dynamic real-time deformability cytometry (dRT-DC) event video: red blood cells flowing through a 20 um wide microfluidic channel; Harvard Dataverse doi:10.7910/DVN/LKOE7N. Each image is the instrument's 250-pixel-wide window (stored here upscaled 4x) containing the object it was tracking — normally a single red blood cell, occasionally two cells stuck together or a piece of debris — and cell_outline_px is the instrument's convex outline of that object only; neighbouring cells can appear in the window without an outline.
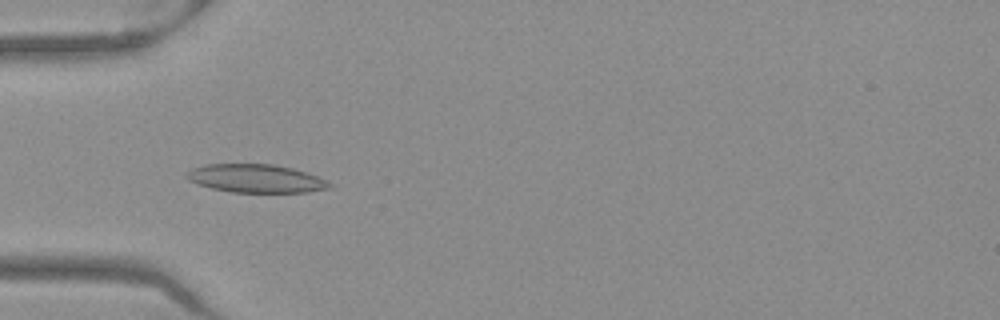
{"species": "Egyptian fruit bat (a non-hibernating species)", "species_latin": "Rousettus aegyptiacus", "temperature_condition": "warm", "stored_images_in_passage": 51, "camera_frame_rate_fps": 3000, "um_per_image_px": 0.085, "frame": {"image": 1, "passage_image": 16, "time_ms": 5.0, "image_size_px": [1000, 320], "cell_outline_px": [[332, 188], [308, 192], [232, 192], [212, 188], [196, 184], [188, 180], [184, 176], [192, 168], [204, 164], [272, 164], [292, 168], [328, 180], [332, 184]], "centroid_in_image_um": [21.74, 15.17], "position_along_channel_um": 63.3, "area_um2": 23.58}}
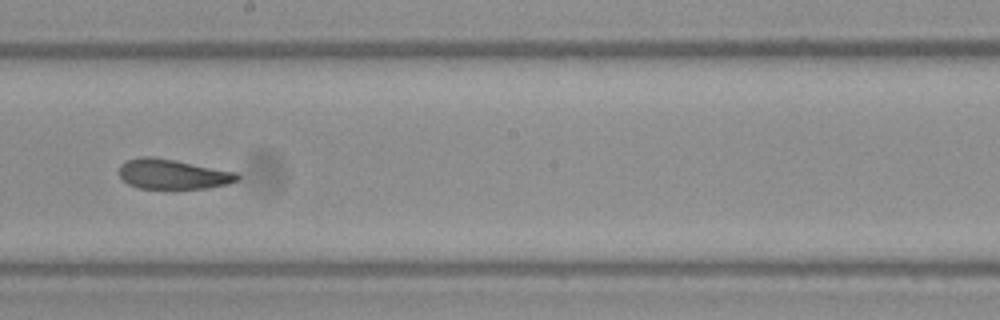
{"frame": {"image": 2, "passage_image": 29, "time_ms": 9.333, "image_size_px": [1000, 320], "cell_outline_px": [[240, 180], [228, 184], [208, 188], [140, 188], [128, 184], [120, 176], [120, 164], [124, 160], [140, 156], [152, 156], [176, 160], [236, 172], [240, 176]], "centroid_in_image_um": [14.69, 14.79], "position_along_channel_um": 233.5, "area_um2": 20.69}}
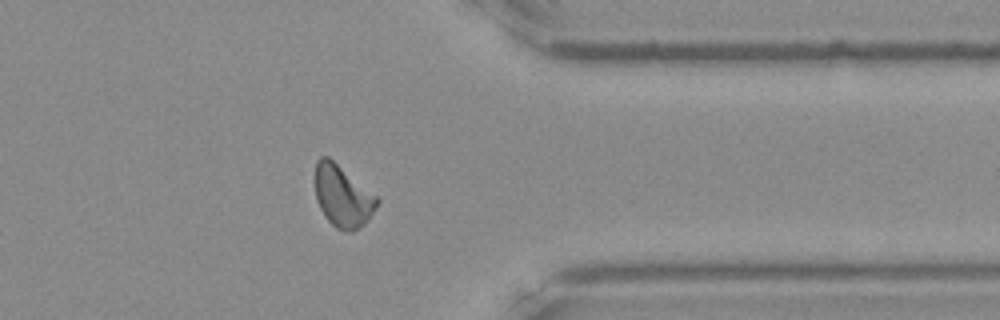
{"frame": {"image": 3, "passage_image": 41, "time_ms": 13.333, "image_size_px": [1000, 320], "cell_outline_px": [[380, 200], [364, 224], [352, 232], [348, 232], [336, 228], [324, 216], [316, 200], [316, 160], [320, 156], [328, 156], [376, 196]], "centroid_in_image_um": [29.1, 16.68], "position_along_channel_um": 382.3, "area_um2": 21.85}, "authors_computed_cell_mechanics": {"area_um2": 21.7328, "velocity_mm_per_s": 3.9623, "shape_relaxation_time_tau1_ms": 10.8533, "shape_relaxation_time_tau2_ms": 2.5164, "deformation_change_tau1": 0.2159, "deformation_change_tau2": 0.0968}}